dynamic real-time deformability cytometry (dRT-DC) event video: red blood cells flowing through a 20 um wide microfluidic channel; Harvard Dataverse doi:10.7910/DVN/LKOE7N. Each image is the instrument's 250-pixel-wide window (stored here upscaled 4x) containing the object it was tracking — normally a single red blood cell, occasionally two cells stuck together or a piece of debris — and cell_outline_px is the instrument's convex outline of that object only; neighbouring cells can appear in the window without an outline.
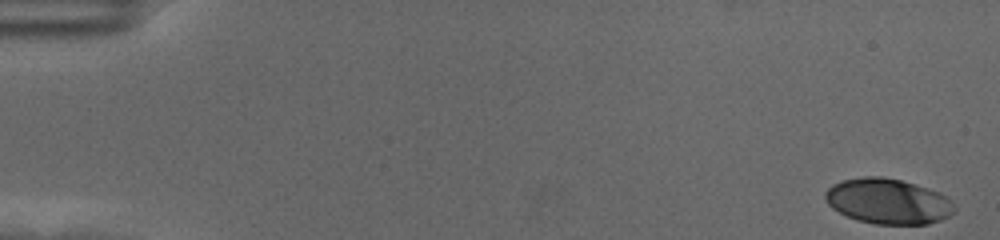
{"species": "human", "species_latin": "Homo sapiens", "temperature_condition": "cold", "stored_images_in_passage": 58, "camera_frame_rate_fps": 3000, "um_per_image_px": 0.085, "donor": {"sex": "female"}, "frame": {"image": 1, "passage_image": 1, "time_ms": 0.0, "image_size_px": [1000, 240], "cell_outline_px": [[956, 208], [948, 216], [940, 220], [928, 224], [876, 224], [856, 220], [832, 208], [828, 204], [824, 196], [824, 192], [832, 184], [844, 180], [864, 176], [884, 176], [916, 184], [928, 188], [952, 200]], "centroid_in_image_um": [75.46, 17.1], "position_along_channel_um": 9.5, "area_um2": 34.1}}
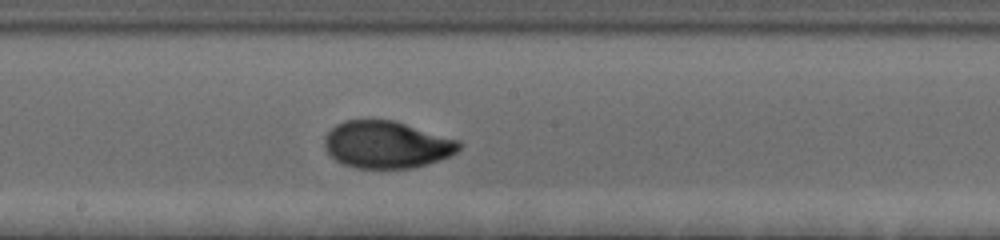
{"frame": {"image": 2, "passage_image": 32, "time_ms": 10.333, "image_size_px": [1000, 240], "cell_outline_px": [[464, 144], [456, 152], [440, 160], [428, 164], [412, 168], [356, 168], [344, 164], [336, 160], [324, 148], [324, 136], [336, 124], [344, 120], [396, 120], [460, 140]], "centroid_in_image_um": [32.89, 12.28], "position_along_channel_um": 215.3, "area_um2": 37.28}}
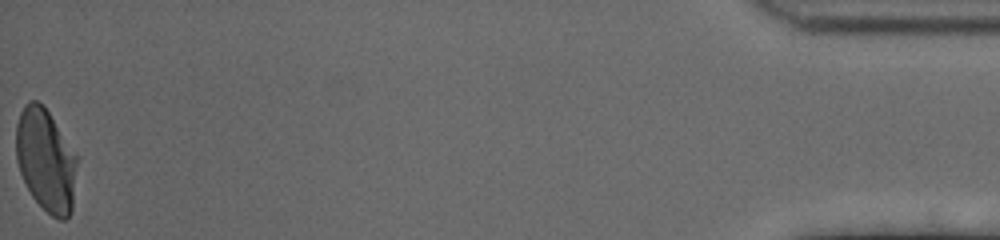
{"frame": {"image": 3, "passage_image": 58, "time_ms": 19.0, "image_size_px": [1000, 240], "cell_outline_px": [[80, 156], [72, 212], [64, 220], [60, 220], [52, 216], [32, 196], [20, 172], [16, 160], [16, 124], [20, 112], [24, 104], [28, 100], [36, 100], [48, 112]], "centroid_in_image_um": [3.94, 13.61], "position_along_channel_um": 431.3, "area_um2": 37.17}, "authors_computed_cell_mechanics": {"area_um2": 36.0961, "velocity_mm_per_s": 3.5185, "shape_relaxation_time_tau1_ms": 3.9376, "shape_relaxation_time_tau2_ms": 0.9011, "deformation_change_tau1": 0.1847, "deformation_change_tau2": 0.0409}}